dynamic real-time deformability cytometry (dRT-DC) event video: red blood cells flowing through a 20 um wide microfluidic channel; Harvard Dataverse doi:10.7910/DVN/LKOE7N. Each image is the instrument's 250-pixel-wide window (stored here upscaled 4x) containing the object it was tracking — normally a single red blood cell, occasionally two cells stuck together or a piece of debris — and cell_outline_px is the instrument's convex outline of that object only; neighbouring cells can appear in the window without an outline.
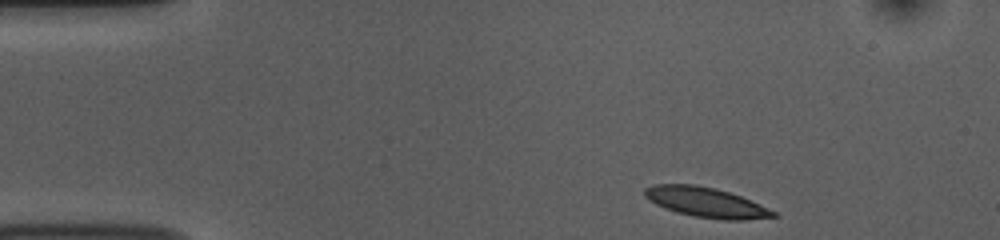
{"species": "common noctule bat (a hibernating species)", "species_latin": "Nyctalus noctula", "temperature_condition": "room temperature", "stored_images_in_passage": 47, "camera_frame_rate_fps": 3000, "um_per_image_px": 0.085, "animal": {"sex": "female", "body_mass_g": 10.0, "forearm_length_mm": 53.1}, "frame": {"image": 1, "passage_image": 1, "time_ms": 0.0, "image_size_px": [1000, 240], "cell_outline_px": [[780, 216], [744, 220], [724, 220], [692, 216], [676, 212], [656, 204], [648, 200], [644, 196], [644, 188], [656, 184], [696, 184], [728, 192], [740, 196], [768, 208], [776, 212]], "centroid_in_image_um": [59.99, 17.2], "position_along_channel_um": 25.0, "area_um2": 22.31}}
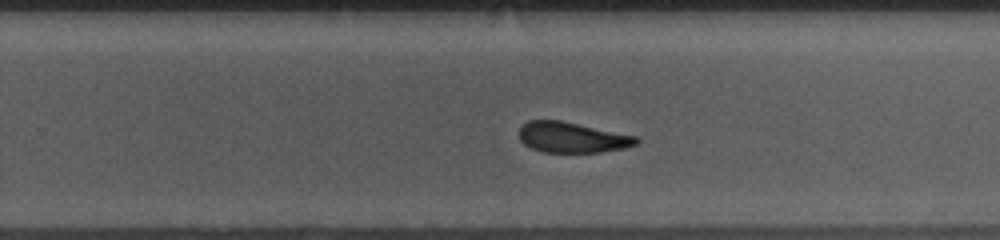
{"frame": {"image": 2, "passage_image": 27, "time_ms": 8.667, "image_size_px": [1000, 240], "cell_outline_px": [[640, 140], [636, 144], [624, 148], [600, 152], [540, 152], [524, 144], [520, 140], [520, 128], [528, 120], [560, 120], [636, 136]], "centroid_in_image_um": [48.61, 11.68], "position_along_channel_um": 281.2, "area_um2": 20.69}}
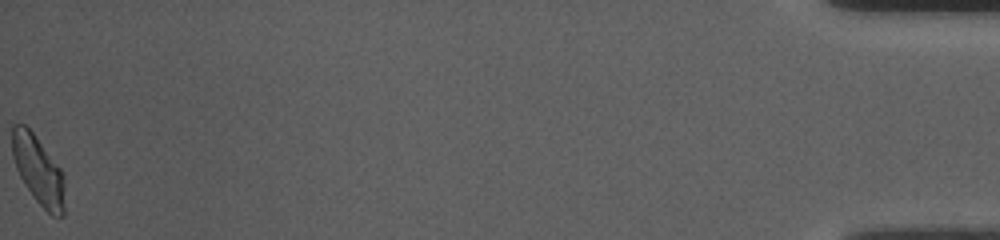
{"frame": {"image": 3, "passage_image": 47, "time_ms": 15.333, "image_size_px": [1000, 240], "cell_outline_px": [[64, 216], [52, 216], [36, 200], [24, 184], [16, 168], [12, 156], [12, 124], [24, 124], [32, 132], [60, 168], [64, 176]], "centroid_in_image_um": [3.25, 14.48], "position_along_channel_um": 432.0, "area_um2": 20.81}, "authors_computed_cell_mechanics": {"area_um2": 21.7906, "velocity_mm_per_s": 3.7245, "shape_relaxation_time_tau1_ms": 2.2404, "shape_relaxation_time_tau2_ms": 1.4547, "deformation_change_tau1": 0.1238, "deformation_change_tau2": 0.0934}}